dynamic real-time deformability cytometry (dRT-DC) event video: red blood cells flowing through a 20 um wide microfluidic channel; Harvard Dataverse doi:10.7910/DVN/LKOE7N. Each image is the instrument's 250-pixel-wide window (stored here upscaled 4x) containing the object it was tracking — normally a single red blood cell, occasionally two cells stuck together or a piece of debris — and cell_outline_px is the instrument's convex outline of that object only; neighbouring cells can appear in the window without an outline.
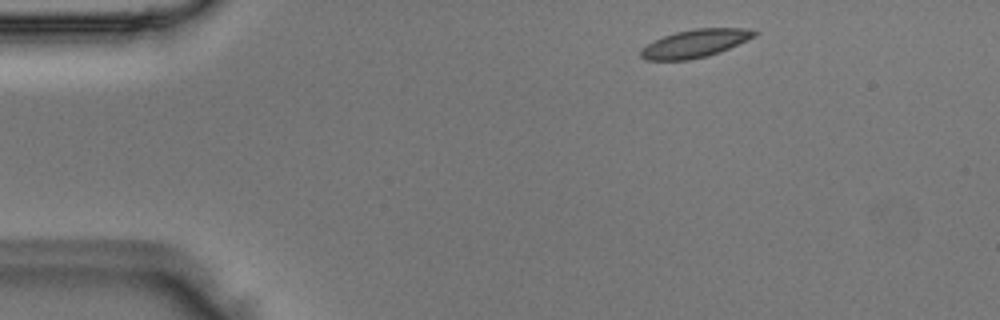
{"species": "Egyptian fruit bat (a non-hibernating species)", "species_latin": "Rousettus aegyptiacus", "temperature_condition": "room temperature", "stored_images_in_passage": 9, "camera_frame_rate_fps": 3000, "um_per_image_px": 0.085, "animal": {"sex": "male"}, "frame": {"image": 1, "passage_image": 2, "time_ms": 0.333, "image_size_px": [1000, 320], "cell_outline_px": [[760, 32], [756, 36], [720, 52], [708, 56], [688, 60], [644, 60], [640, 56], [640, 48], [664, 36], [676, 32], [696, 28], [744, 28]], "centroid_in_image_um": [59.09, 3.7], "position_along_channel_um": 25.9, "area_um2": 18.5}}